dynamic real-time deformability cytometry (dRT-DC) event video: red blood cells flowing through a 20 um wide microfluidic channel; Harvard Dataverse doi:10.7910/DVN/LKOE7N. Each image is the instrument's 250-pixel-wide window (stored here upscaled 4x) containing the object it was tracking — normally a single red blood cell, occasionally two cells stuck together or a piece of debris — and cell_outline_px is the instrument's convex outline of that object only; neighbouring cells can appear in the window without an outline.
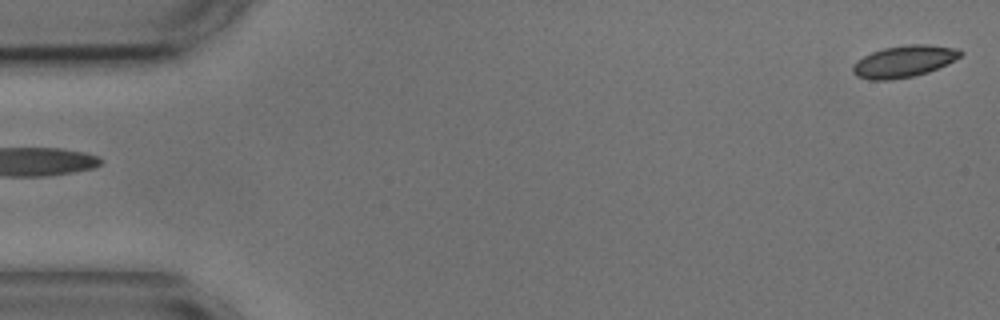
{"species": "common noctule bat (a hibernating species)", "species_latin": "Nyctalus noctula", "temperature_condition": "cold", "stored_images_in_passage": 5, "segment_of_instrument_passage": [2, 2], "camera_frame_rate_fps": 3000, "um_per_image_px": 0.085, "animal": {"sex": "male", "body_mass_g": 17.9, "forearm_length_mm": 54.2}, "frame": {"image": 1, "passage_image": 5, "time_ms": 5.333, "image_size_px": [1000, 320], "cell_outline_px": [[964, 52], [960, 56], [948, 64], [928, 72], [912, 76], [888, 80], [868, 80], [856, 76], [852, 72], [852, 68], [856, 60], [872, 52], [884, 48], [908, 44], [928, 44], [956, 48]], "centroid_in_image_um": [76.82, 5.21], "position_along_channel_um": 8.2, "area_um2": 19.94}}